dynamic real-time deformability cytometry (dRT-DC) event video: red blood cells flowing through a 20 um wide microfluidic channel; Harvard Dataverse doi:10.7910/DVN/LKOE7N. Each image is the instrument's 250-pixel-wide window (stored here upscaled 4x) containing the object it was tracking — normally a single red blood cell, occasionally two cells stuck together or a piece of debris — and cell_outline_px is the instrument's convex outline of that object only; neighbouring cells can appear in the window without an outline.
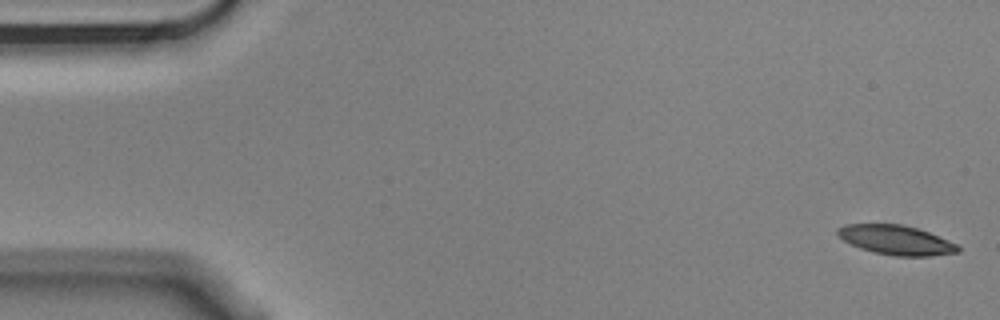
{"species": "Egyptian fruit bat (a non-hibernating species)", "species_latin": "Rousettus aegyptiacus", "temperature_condition": "cold", "stored_images_in_passage": 5, "camera_frame_rate_fps": 3000, "um_per_image_px": 0.085, "animal": {"sex": "male"}, "frame": {"image": 1, "passage_image": 1, "time_ms": 0.0, "image_size_px": [1000, 320], "cell_outline_px": [[960, 252], [932, 256], [896, 256], [872, 252], [860, 248], [844, 240], [836, 232], [836, 228], [848, 224], [900, 224], [916, 228], [928, 232], [956, 244], [960, 248]], "centroid_in_image_um": [76.16, 20.41], "position_along_channel_um": 8.8, "area_um2": 20.46}}
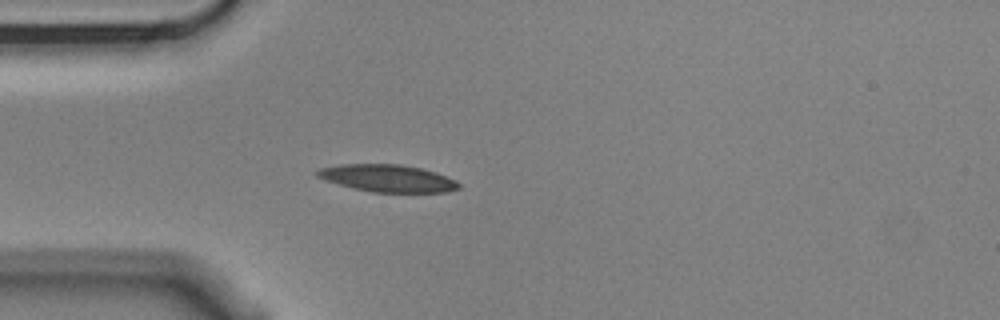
{"frame": {"image": 2, "passage_image": 5, "time_ms": 1.333, "image_size_px": [1000, 320], "cell_outline_px": [[460, 188], [448, 192], [372, 192], [352, 188], [324, 180], [316, 176], [312, 172], [320, 168], [340, 164], [400, 164], [420, 168], [436, 172], [456, 180], [460, 184]], "centroid_in_image_um": [32.92, 15.15], "position_along_channel_um": 52.1, "area_um2": 22.66}}